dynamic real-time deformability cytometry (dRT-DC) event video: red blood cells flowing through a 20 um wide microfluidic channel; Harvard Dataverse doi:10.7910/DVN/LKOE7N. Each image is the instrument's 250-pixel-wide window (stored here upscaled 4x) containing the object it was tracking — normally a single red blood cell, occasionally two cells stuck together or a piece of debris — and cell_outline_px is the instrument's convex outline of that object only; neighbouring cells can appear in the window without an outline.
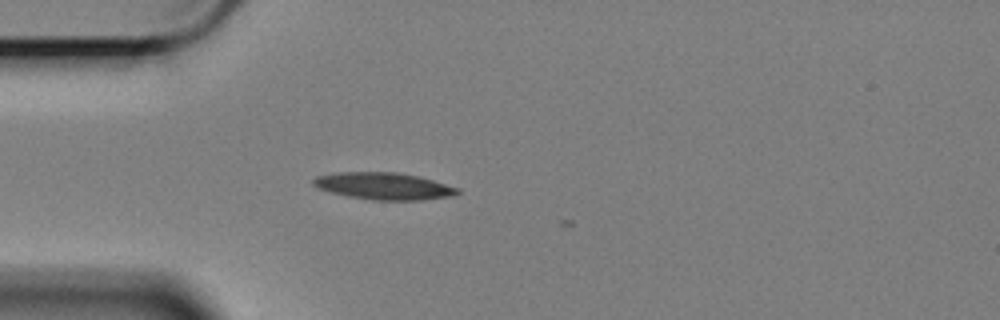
{"species": "Egyptian fruit bat (a non-hibernating species)", "species_latin": "Rousettus aegyptiacus", "temperature_condition": "cold", "stored_images_in_passage": 4, "camera_frame_rate_fps": 3000, "um_per_image_px": 0.085, "animal": {"sex": "female"}, "frame": {"image": 1, "passage_image": 1, "time_ms": 0.0, "image_size_px": [1000, 320], "cell_outline_px": [[460, 192], [452, 196], [420, 200], [372, 200], [348, 196], [316, 188], [312, 184], [312, 180], [316, 176], [340, 172], [396, 172], [416, 176], [432, 180], [460, 188]], "centroid_in_image_um": [32.6, 15.82], "position_along_channel_um": 52.4, "area_um2": 22.6}}